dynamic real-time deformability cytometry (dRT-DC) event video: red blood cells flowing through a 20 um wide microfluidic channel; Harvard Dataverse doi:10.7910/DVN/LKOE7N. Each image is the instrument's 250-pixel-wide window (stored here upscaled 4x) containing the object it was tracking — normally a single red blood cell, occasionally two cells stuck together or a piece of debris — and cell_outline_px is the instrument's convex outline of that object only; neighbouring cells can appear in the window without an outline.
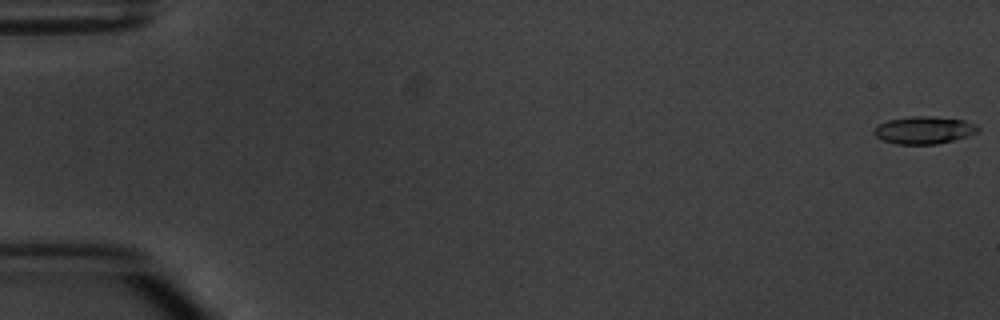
{"species": "common noctule bat (a hibernating species)", "species_latin": "Nyctalus noctula", "temperature_condition": "warm", "stored_images_in_passage": 6, "camera_frame_rate_fps": 3000, "um_per_image_px": 0.085, "animal": {"sex": "male", "body_mass_g": 20.1, "forearm_length_mm": 53.5}, "frame": {"image": 1, "passage_image": 1, "time_ms": 0.0, "image_size_px": [1000, 320], "cell_outline_px": [[980, 132], [968, 136], [936, 144], [896, 144], [880, 140], [872, 132], [880, 124], [888, 120], [912, 116], [936, 116], [964, 120], [976, 124], [980, 128]], "centroid_in_image_um": [78.57, 11.06], "position_along_channel_um": 6.4, "area_um2": 16.76}}